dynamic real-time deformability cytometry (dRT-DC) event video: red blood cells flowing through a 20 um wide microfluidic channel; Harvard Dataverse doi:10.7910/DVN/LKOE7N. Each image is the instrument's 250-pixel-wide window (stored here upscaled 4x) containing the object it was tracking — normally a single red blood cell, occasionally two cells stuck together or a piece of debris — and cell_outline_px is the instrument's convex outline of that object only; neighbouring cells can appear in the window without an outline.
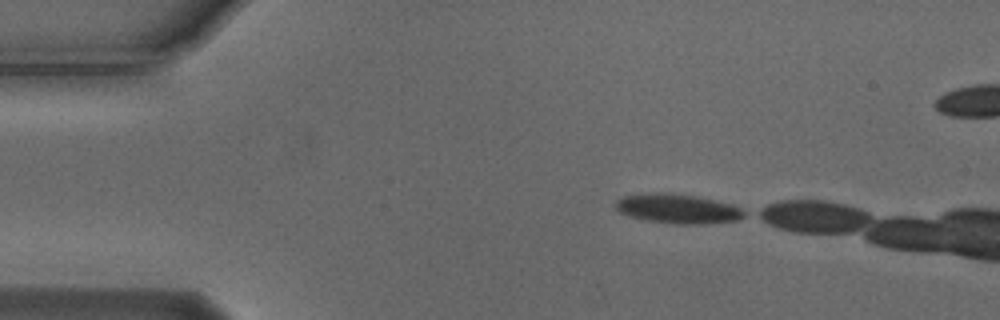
{"species": "Egyptian fruit bat (a non-hibernating species)", "species_latin": "Rousettus aegyptiacus", "temperature_condition": "cold", "stored_images_in_passage": 5, "camera_frame_rate_fps": 3000, "um_per_image_px": 0.085, "animal": {"sex": "male"}, "frame": {"image": 1, "passage_image": 1, "time_ms": 0.0, "image_size_px": [1000, 320], "cell_outline_px": [[748, 212], [744, 216], [736, 220], [700, 224], [676, 224], [648, 220], [632, 216], [620, 212], [616, 208], [616, 200], [624, 196], [660, 192], [692, 196], [732, 204]], "centroid_in_image_um": [57.63, 17.75], "position_along_channel_um": 27.4, "area_um2": 21.5}}